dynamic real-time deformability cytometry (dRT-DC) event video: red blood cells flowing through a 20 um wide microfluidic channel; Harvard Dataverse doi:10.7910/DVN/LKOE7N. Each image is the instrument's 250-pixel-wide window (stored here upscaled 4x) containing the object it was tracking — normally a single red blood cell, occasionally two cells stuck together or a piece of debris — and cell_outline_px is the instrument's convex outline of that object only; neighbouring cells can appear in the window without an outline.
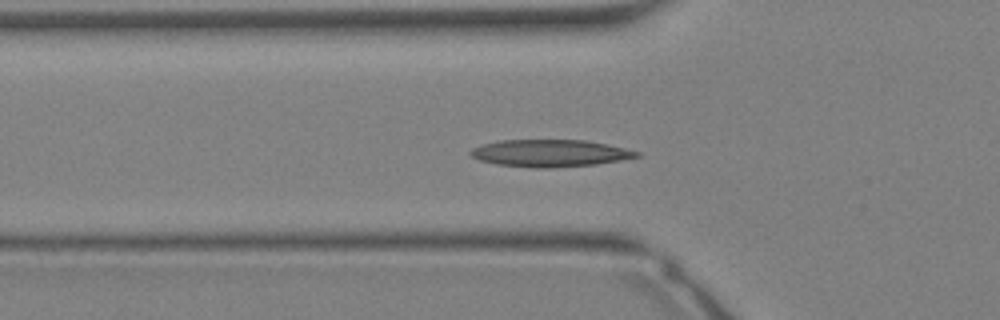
{"species": "Egyptian fruit bat (a non-hibernating species)", "species_latin": "Rousettus aegyptiacus", "temperature_condition": "warm", "stored_images_in_passage": 7, "camera_frame_rate_fps": 3000, "um_per_image_px": 0.085, "animal": {"sex": "female"}, "frame": {"image": 1, "passage_image": 6, "time_ms": 1.667, "image_size_px": [1000, 320], "cell_outline_px": [[640, 156], [620, 160], [596, 164], [552, 168], [536, 168], [496, 164], [480, 160], [472, 156], [468, 152], [472, 148], [484, 144], [500, 140], [584, 140], [608, 144], [640, 152]], "centroid_in_image_um": [46.75, 13.02], "position_along_channel_um": 79.1, "area_um2": 26.18}}